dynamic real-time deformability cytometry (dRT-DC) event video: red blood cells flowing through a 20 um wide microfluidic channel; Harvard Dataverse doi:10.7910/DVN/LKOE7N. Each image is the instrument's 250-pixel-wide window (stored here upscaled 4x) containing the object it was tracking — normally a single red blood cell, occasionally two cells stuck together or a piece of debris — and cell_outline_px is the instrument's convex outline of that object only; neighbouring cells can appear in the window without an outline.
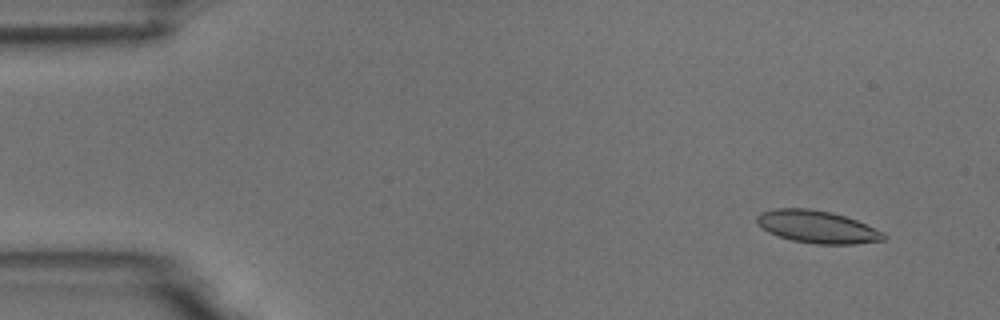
{"species": "common noctule bat (a hibernating species)", "species_latin": "Nyctalus noctula", "temperature_condition": "room temperature", "stored_images_in_passage": 5, "camera_frame_rate_fps": 3000, "um_per_image_px": 0.085, "animal": {"sex": "male", "body_mass_g": 18.8}, "frame": {"image": 1, "passage_image": 2, "time_ms": 1.333, "image_size_px": [1000, 320], "cell_outline_px": [[888, 236], [884, 240], [856, 244], [816, 244], [792, 240], [768, 232], [756, 220], [756, 216], [760, 212], [776, 208], [808, 208], [832, 212], [856, 220], [884, 232]], "centroid_in_image_um": [69.49, 19.28], "position_along_channel_um": 15.5, "area_um2": 23.93}}
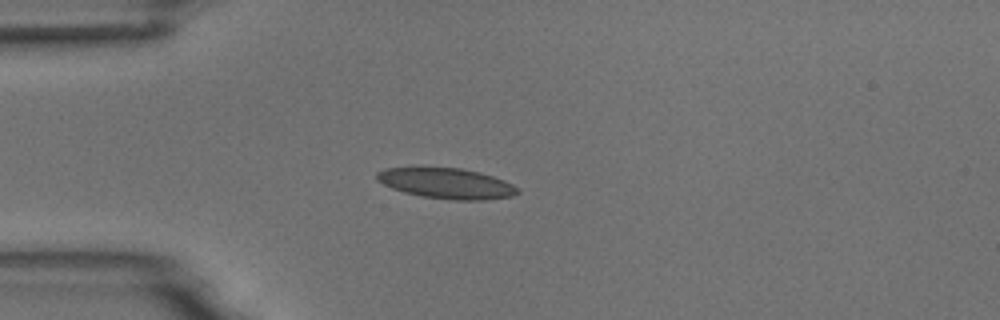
{"frame": {"image": 2, "passage_image": 5, "time_ms": 4.667, "image_size_px": [1000, 320], "cell_outline_px": [[520, 192], [512, 196], [480, 200], [456, 200], [424, 196], [404, 192], [392, 188], [376, 180], [376, 172], [384, 168], [416, 164], [424, 164], [460, 168], [480, 172], [504, 180], [520, 188]], "centroid_in_image_um": [37.87, 15.52], "position_along_channel_um": 47.1, "area_um2": 26.01}}